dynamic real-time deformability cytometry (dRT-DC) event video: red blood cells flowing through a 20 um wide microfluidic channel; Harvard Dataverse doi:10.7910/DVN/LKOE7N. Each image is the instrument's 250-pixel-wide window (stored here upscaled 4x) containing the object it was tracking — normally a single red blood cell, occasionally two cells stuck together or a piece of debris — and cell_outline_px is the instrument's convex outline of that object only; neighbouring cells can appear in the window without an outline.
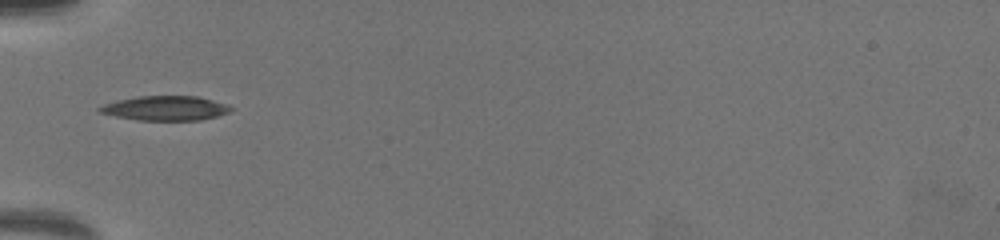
{"species": "common noctule bat (a hibernating species)", "species_latin": "Nyctalus noctula", "temperature_condition": "warm", "stored_images_in_passage": 42, "camera_frame_rate_fps": 3000, "um_per_image_px": 0.085, "animal": {"sex": "female", "body_mass_g": 19.5, "forearm_length_mm": 54.1}, "frame": {"image": 1, "passage_image": 1, "time_ms": 0.0, "image_size_px": [1000, 240], "cell_outline_px": [[232, 108], [228, 112], [216, 116], [200, 120], [136, 120], [116, 116], [100, 112], [96, 108], [104, 104], [116, 100], [136, 96], [200, 96], [228, 104]], "centroid_in_image_um": [14.05, 9.18], "position_along_channel_um": 71.0, "area_um2": 18.79}}
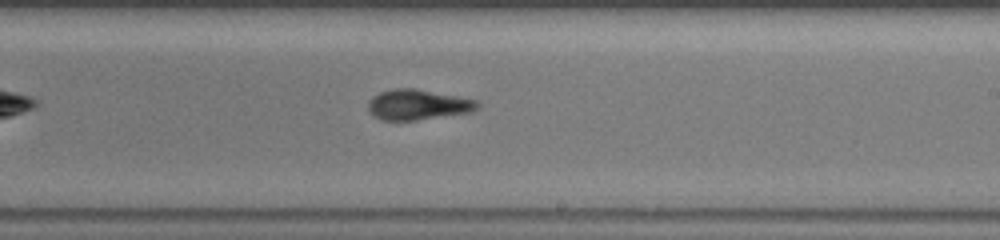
{"frame": {"image": 2, "passage_image": 18, "time_ms": 5.667, "image_size_px": [1000, 240], "cell_outline_px": [[480, 104], [472, 112], [416, 120], [380, 120], [372, 116], [368, 112], [368, 100], [372, 96], [380, 92], [392, 88], [416, 88], [476, 100]], "centroid_in_image_um": [35.45, 8.9], "position_along_channel_um": 253.5, "area_um2": 19.48}}
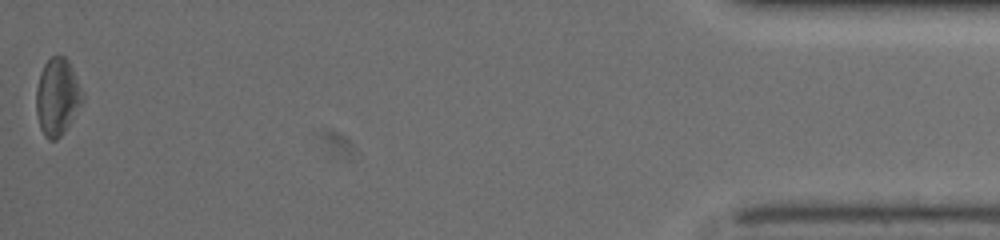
{"frame": {"image": 3, "passage_image": 42, "time_ms": 13.667, "image_size_px": [1000, 240], "cell_outline_px": [[84, 96], [80, 104], [64, 132], [56, 140], [48, 140], [44, 136], [40, 128], [36, 112], [36, 88], [40, 72], [44, 64], [52, 56], [64, 56], [68, 60]], "centroid_in_image_um": [4.83, 8.24], "position_along_channel_um": 430.4, "area_um2": 20.46}}